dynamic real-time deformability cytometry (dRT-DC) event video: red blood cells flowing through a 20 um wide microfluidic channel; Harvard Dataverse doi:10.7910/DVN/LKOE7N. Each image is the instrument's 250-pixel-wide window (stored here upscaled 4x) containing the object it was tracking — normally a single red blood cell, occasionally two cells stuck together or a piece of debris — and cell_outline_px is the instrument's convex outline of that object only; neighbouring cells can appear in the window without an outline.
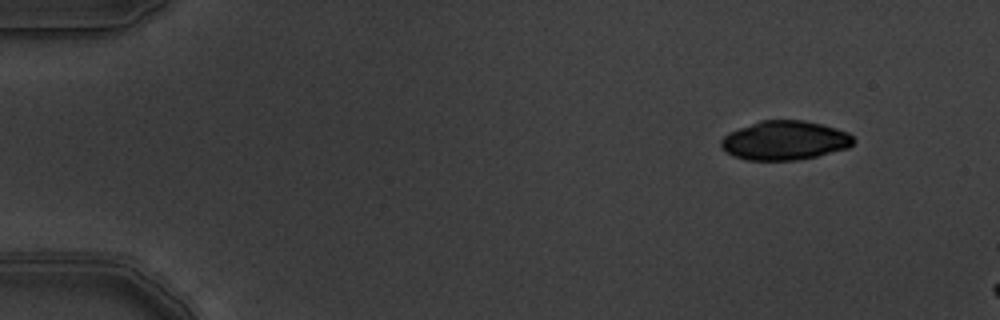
{"species": "common noctule bat (a hibernating species)", "species_latin": "Nyctalus noctula", "temperature_condition": "warm", "stored_images_in_passage": 4, "camera_frame_rate_fps": 3000, "um_per_image_px": 0.085, "animal": {"sex": "male", "body_mass_g": 19.5, "forearm_length_mm": 54.6}, "frame": {"image": 1, "passage_image": 2, "time_ms": 0.333, "image_size_px": [1000, 320], "cell_outline_px": [[856, 140], [848, 148], [816, 156], [796, 160], [748, 160], [736, 156], [728, 152], [720, 144], [720, 140], [728, 132], [760, 120], [804, 120], [836, 128], [848, 132]], "centroid_in_image_um": [66.72, 11.93], "position_along_channel_um": 18.3, "area_um2": 30.0}}